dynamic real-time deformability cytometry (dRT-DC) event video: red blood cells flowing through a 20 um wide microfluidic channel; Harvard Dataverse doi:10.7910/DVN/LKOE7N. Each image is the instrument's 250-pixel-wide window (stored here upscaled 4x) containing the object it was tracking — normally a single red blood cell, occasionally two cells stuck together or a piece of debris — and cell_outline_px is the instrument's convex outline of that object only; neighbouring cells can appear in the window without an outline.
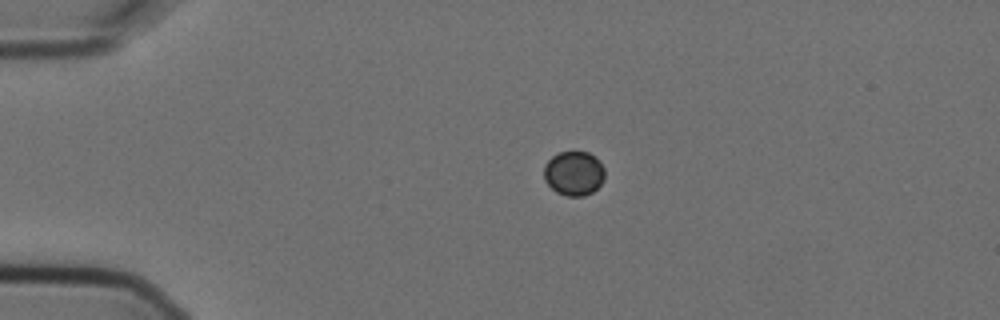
{"species": "Egyptian fruit bat (a non-hibernating species)", "species_latin": "Rousettus aegyptiacus", "temperature_condition": "cold", "stored_images_in_passage": 3, "camera_frame_rate_fps": 3000, "um_per_image_px": 0.085, "animal": {"sex": "female"}, "frame": {"image": 1, "passage_image": 1, "time_ms": 0.0, "image_size_px": [1000, 320], "cell_outline_px": [[604, 180], [592, 192], [584, 196], [568, 196], [556, 192], [544, 180], [544, 164], [552, 156], [560, 152], [588, 152], [596, 156], [604, 168]], "centroid_in_image_um": [48.78, 14.73], "position_along_channel_um": 36.2, "area_um2": 15.78}}
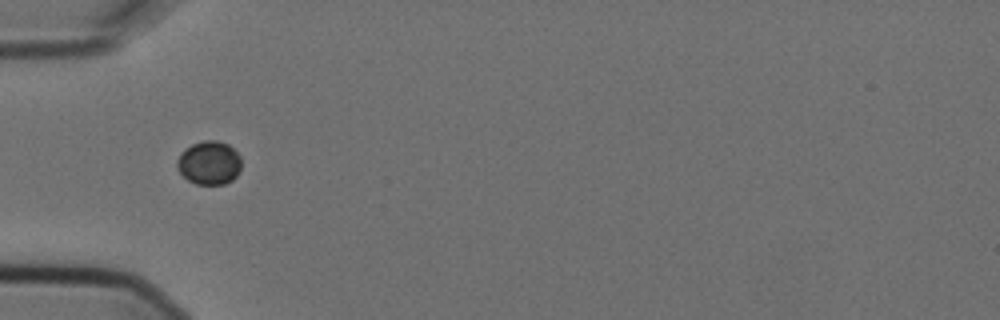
{"frame": {"image": 2, "passage_image": 2, "time_ms": 0.333, "image_size_px": [1000, 320], "cell_outline_px": [[240, 168], [236, 176], [232, 180], [224, 184], [196, 184], [188, 180], [180, 172], [176, 164], [176, 160], [180, 152], [184, 148], [192, 144], [204, 140], [216, 140], [228, 144], [240, 156]], "centroid_in_image_um": [17.75, 13.83], "position_along_channel_um": 67.2, "area_um2": 16.36}}
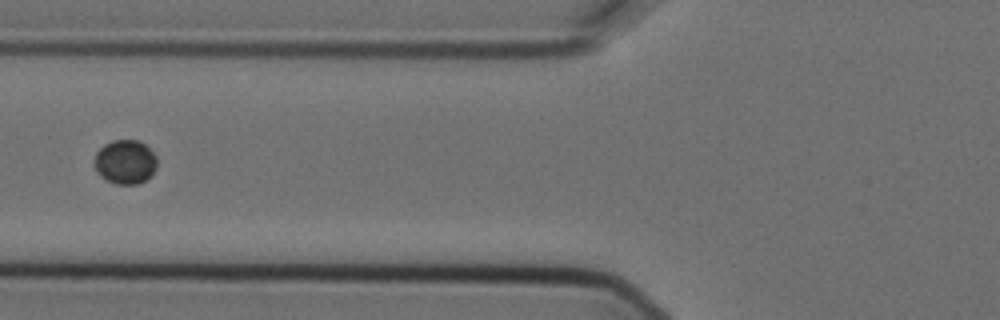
{"frame": {"image": 3, "passage_image": 3, "time_ms": 0.667, "image_size_px": [1000, 320], "cell_outline_px": [[156, 168], [152, 176], [136, 184], [116, 184], [104, 180], [96, 172], [92, 160], [96, 152], [104, 144], [112, 140], [140, 140], [156, 156]], "centroid_in_image_um": [10.6, 13.77], "position_along_channel_um": 115.2, "area_um2": 16.42}}